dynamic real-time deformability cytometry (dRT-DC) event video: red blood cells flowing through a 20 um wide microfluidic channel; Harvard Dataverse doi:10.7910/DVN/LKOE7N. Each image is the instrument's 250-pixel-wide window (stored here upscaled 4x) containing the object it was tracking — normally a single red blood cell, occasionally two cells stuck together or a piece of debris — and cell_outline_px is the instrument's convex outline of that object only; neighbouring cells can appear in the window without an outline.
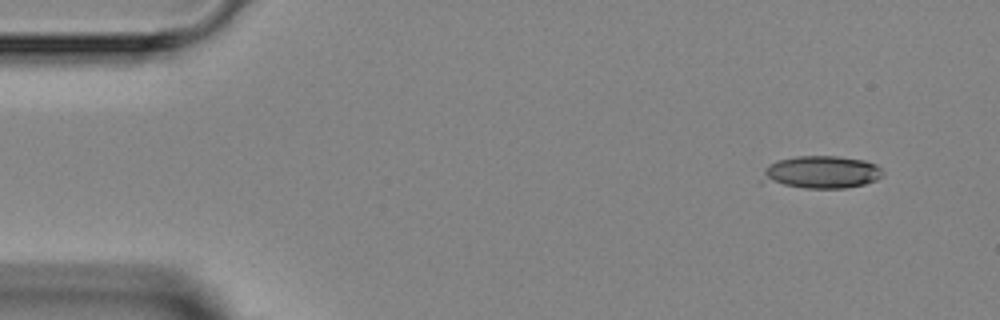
{"species": "Egyptian fruit bat (a non-hibernating species)", "species_latin": "Rousettus aegyptiacus", "temperature_condition": "room temperature", "stored_images_in_passage": 4, "segment_of_instrument_passage": [1, 2], "camera_frame_rate_fps": 3000, "um_per_image_px": 0.085, "animal": {"sex": "female"}, "frame": {"image": 1, "passage_image": 1, "time_ms": 0.0, "image_size_px": [1000, 320], "cell_outline_px": [[884, 172], [876, 180], [864, 184], [844, 188], [804, 188], [760, 184], [760, 180], [764, 168], [768, 164], [776, 160], [796, 156], [840, 156], [864, 160], [876, 164]], "centroid_in_image_um": [69.7, 14.64], "position_along_channel_um": 15.3, "area_um2": 23.52}}